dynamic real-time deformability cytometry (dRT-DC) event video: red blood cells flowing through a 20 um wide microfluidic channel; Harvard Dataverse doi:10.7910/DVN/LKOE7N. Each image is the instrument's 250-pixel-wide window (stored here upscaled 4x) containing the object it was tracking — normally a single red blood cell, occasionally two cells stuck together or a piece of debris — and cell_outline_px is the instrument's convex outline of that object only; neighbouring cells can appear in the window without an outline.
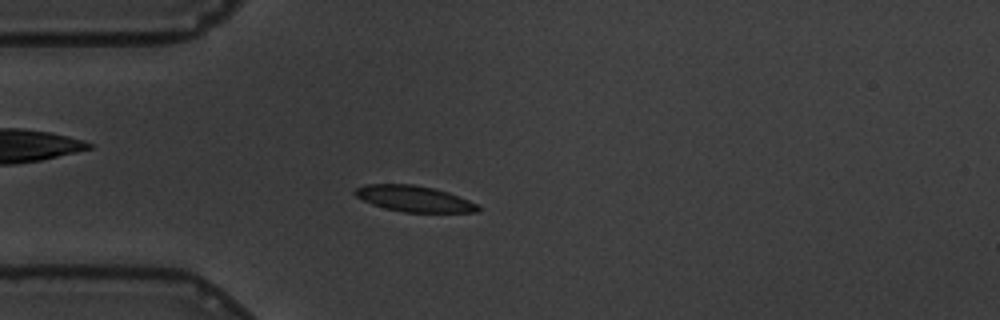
{"species": "common noctule bat (a hibernating species)", "species_latin": "Nyctalus noctula", "temperature_condition": "warm", "stored_images_in_passage": 44, "camera_frame_rate_fps": 3000, "um_per_image_px": 0.085, "animal": {"sex": "male", "body_mass_g": 19.5, "forearm_length_mm": 54.6}, "frame": {"image": 1, "passage_image": 1, "time_ms": 0.0, "image_size_px": [1000, 320], "cell_outline_px": [[480, 212], [404, 212], [384, 208], [372, 204], [356, 196], [352, 192], [356, 188], [364, 184], [412, 184], [432, 188], [448, 192], [468, 200], [476, 204], [480, 208]], "centroid_in_image_um": [35.17, 16.89], "position_along_channel_um": 49.8, "area_um2": 18.5}}
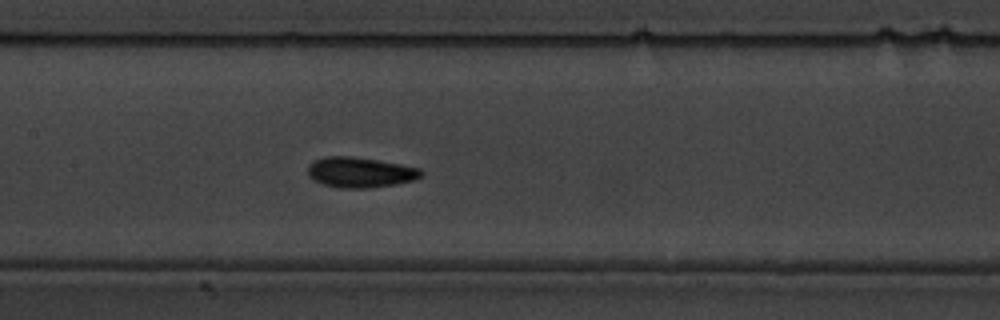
{"frame": {"image": 2, "passage_image": 13, "time_ms": 4.0, "image_size_px": [1000, 320], "cell_outline_px": [[424, 172], [416, 180], [396, 184], [368, 188], [340, 188], [324, 184], [312, 180], [308, 176], [308, 164], [312, 160], [324, 156], [352, 156], [400, 164], [420, 168]], "centroid_in_image_um": [30.58, 14.64], "position_along_channel_um": 176.8, "area_um2": 20.23}}
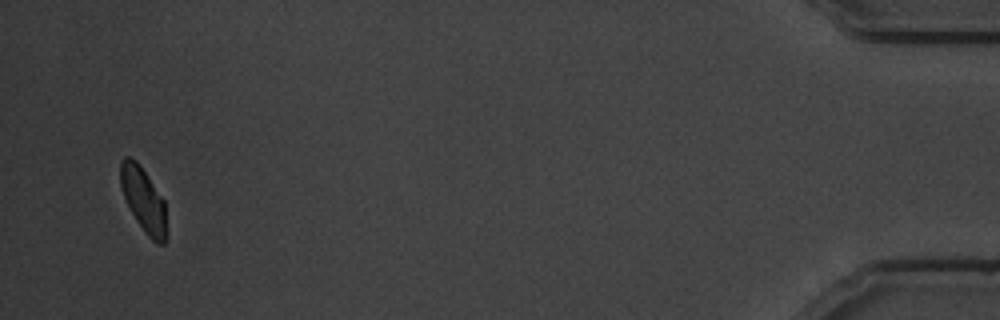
{"frame": {"image": 3, "passage_image": 42, "time_ms": 13.667, "image_size_px": [1000, 320], "cell_outline_px": [[164, 244], [156, 244], [148, 236], [132, 212], [124, 196], [120, 184], [120, 160], [124, 156], [128, 156], [136, 160], [164, 200]], "centroid_in_image_um": [12.15, 16.91], "position_along_channel_um": 423.1, "area_um2": 16.53}, "authors_computed_cell_mechanics": {"area_um2": 18.5249, "velocity_mm_per_s": 3.4224, "shape_relaxation_time_tau1_ms": 2.5399, "shape_relaxation_time_tau2_ms": 3.1199, "deformation_change_tau1": 0.1087, "deformation_change_tau2": 0.0815}}